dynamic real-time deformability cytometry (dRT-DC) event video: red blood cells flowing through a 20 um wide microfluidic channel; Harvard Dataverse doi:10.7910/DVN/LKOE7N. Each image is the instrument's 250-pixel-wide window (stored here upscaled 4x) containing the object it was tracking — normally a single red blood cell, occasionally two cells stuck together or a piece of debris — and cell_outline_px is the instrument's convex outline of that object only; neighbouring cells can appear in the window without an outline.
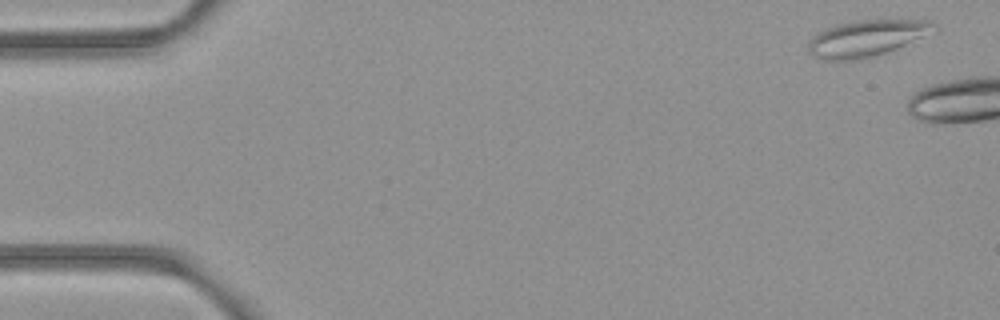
{"species": "common noctule bat (a hibernating species)", "species_latin": "Nyctalus noctula", "temperature_condition": "room temperature", "stored_images_in_passage": 2, "camera_frame_rate_fps": 3000, "um_per_image_px": 0.085, "animal": {"sex": "female", "body_mass_g": 21.9}, "frame": {"image": 1, "passage_image": 1, "time_ms": 0.0, "image_size_px": [1000, 320], "cell_outline_px": [[936, 32], [896, 48], [872, 56], [856, 60], [824, 60], [812, 56], [808, 52], [808, 44], [812, 36], [816, 32], [824, 28], [836, 24], [860, 20], [928, 20], [936, 24]], "centroid_in_image_um": [73.63, 3.24], "position_along_channel_um": 11.4, "area_um2": 26.7}}